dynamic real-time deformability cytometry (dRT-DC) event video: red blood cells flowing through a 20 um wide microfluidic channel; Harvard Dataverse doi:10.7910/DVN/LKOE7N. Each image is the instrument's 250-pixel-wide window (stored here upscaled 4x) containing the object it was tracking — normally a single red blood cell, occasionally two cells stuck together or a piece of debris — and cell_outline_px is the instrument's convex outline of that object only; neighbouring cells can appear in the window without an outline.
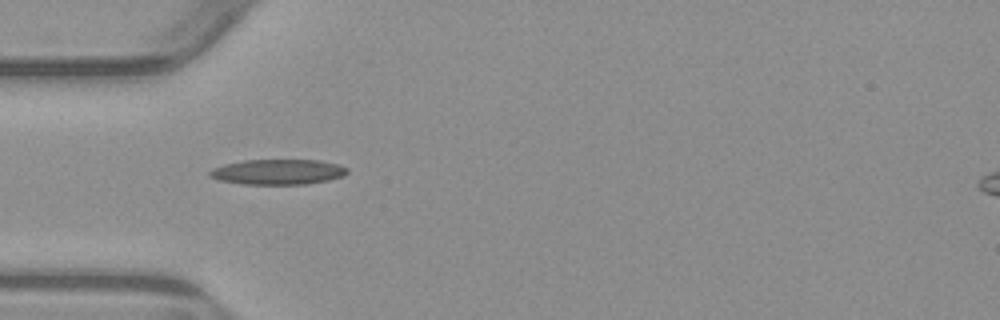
{"species": "common noctule bat (a hibernating species)", "species_latin": "Nyctalus noctula", "temperature_condition": "warm", "stored_images_in_passage": 6, "camera_frame_rate_fps": 3000, "um_per_image_px": 0.085, "animal": {"sex": "male", "body_mass_g": 23.1, "forearm_length_mm": 52.7}, "frame": {"image": 1, "passage_image": 5, "time_ms": 4.667, "image_size_px": [1000, 320], "cell_outline_px": [[348, 172], [344, 176], [328, 180], [308, 184], [244, 184], [220, 180], [208, 176], [208, 172], [212, 168], [224, 164], [244, 160], [320, 160], [340, 164], [348, 168]], "centroid_in_image_um": [23.65, 14.6], "position_along_channel_um": 61.4, "area_um2": 20.4}}
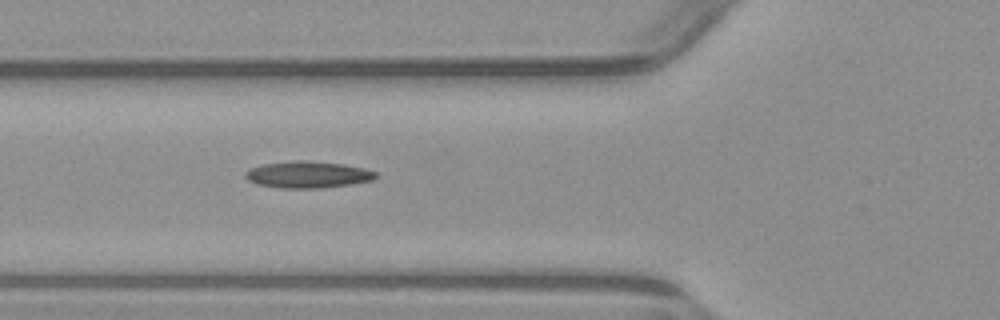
{"frame": {"image": 2, "passage_image": 6, "time_ms": 5.667, "image_size_px": [1000, 320], "cell_outline_px": [[380, 176], [372, 180], [352, 184], [320, 188], [280, 188], [256, 184], [248, 180], [244, 176], [244, 172], [248, 168], [264, 164], [296, 160], [304, 160], [344, 164], [364, 168], [376, 172]], "centroid_in_image_um": [26.15, 14.84], "position_along_channel_um": 99.6, "area_um2": 20.46}}